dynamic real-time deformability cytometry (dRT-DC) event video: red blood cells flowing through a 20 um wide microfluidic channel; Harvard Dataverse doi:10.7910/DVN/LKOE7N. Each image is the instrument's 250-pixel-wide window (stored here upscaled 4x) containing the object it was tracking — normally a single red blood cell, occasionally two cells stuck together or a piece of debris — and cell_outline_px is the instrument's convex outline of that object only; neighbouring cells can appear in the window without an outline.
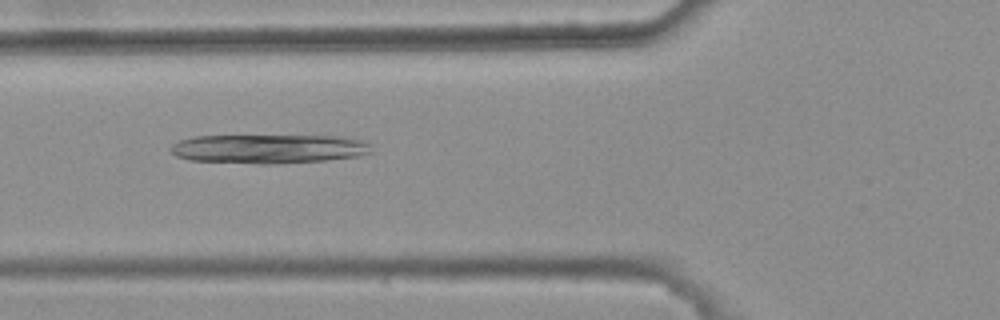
{"species": "common noctule bat (a hibernating species)", "species_latin": "Nyctalus noctula", "temperature_condition": "warm", "stored_images_in_passage": 7, "camera_frame_rate_fps": 3000, "um_per_image_px": 0.085, "animal": {"sex": "female", "body_mass_g": 25.1}, "frame": {"image": 1, "passage_image": 3, "time_ms": 0.667, "image_size_px": [1000, 320], "cell_outline_px": [[372, 152], [360, 156], [324, 160], [272, 164], [264, 164], [188, 160], [176, 156], [168, 148], [172, 144], [180, 140], [192, 136], [344, 136], [364, 140], [372, 144]], "centroid_in_image_um": [22.87, 12.64], "position_along_channel_um": 102.9, "area_um2": 34.33}}
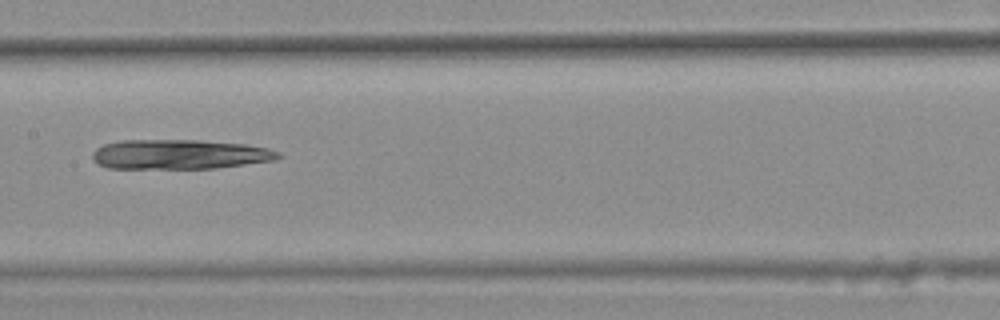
{"frame": {"image": 2, "passage_image": 5, "time_ms": 1.333, "image_size_px": [1000, 320], "cell_outline_px": [[280, 156], [272, 160], [216, 168], [108, 168], [100, 164], [92, 156], [92, 152], [96, 148], [104, 144], [120, 140], [200, 140], [244, 144], [268, 148], [280, 152]], "centroid_in_image_um": [15.24, 13.11], "position_along_channel_um": 192.2, "area_um2": 31.85}}
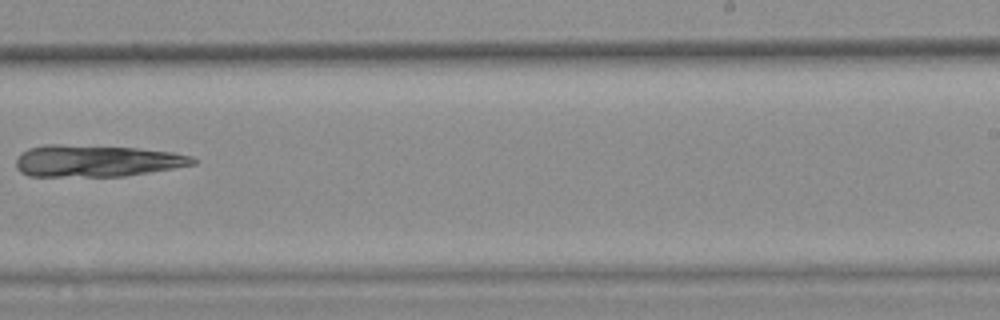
{"frame": {"image": 3, "passage_image": 7, "time_ms": 2.0, "image_size_px": [1000, 320], "cell_outline_px": [[196, 164], [124, 176], [28, 176], [20, 172], [16, 168], [16, 156], [20, 152], [28, 148], [44, 144], [60, 144], [140, 148], [172, 152], [192, 156], [196, 160]], "centroid_in_image_um": [8.14, 13.66], "position_along_channel_um": 280.9, "area_um2": 32.95}}